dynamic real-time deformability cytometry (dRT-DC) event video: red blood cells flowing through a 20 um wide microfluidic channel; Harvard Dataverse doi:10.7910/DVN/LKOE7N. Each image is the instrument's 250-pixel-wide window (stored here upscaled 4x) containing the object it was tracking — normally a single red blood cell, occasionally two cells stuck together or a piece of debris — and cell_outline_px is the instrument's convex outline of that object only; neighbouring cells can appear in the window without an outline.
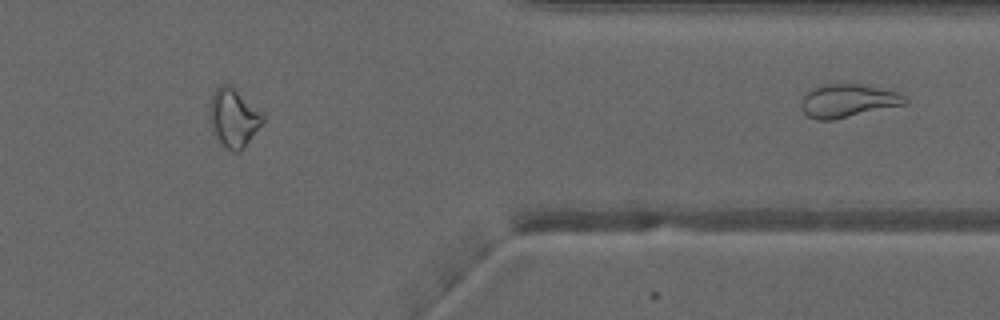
{"species": "common noctule bat (a hibernating species)", "species_latin": "Nyctalus noctula", "temperature_condition": "warm", "stored_images_in_passage": 43, "segment_of_instrument_passage": [3, 3], "camera_frame_rate_fps": 3000, "um_per_image_px": 0.085, "animal": {"sex": "male", "forearm_length_mm": 52.5}, "frame": {"image": 1, "passage_image": 43, "time_ms": 14.0, "image_size_px": [1000, 320], "cell_outline_px": [[908, 104], [832, 120], [816, 120], [808, 116], [804, 112], [800, 104], [800, 100], [812, 88], [824, 84], [856, 84], [896, 92], [904, 96], [908, 100]], "centroid_in_image_um": [72.05, 8.58], "position_along_channel_um": 339.3, "area_um2": 19.88}}